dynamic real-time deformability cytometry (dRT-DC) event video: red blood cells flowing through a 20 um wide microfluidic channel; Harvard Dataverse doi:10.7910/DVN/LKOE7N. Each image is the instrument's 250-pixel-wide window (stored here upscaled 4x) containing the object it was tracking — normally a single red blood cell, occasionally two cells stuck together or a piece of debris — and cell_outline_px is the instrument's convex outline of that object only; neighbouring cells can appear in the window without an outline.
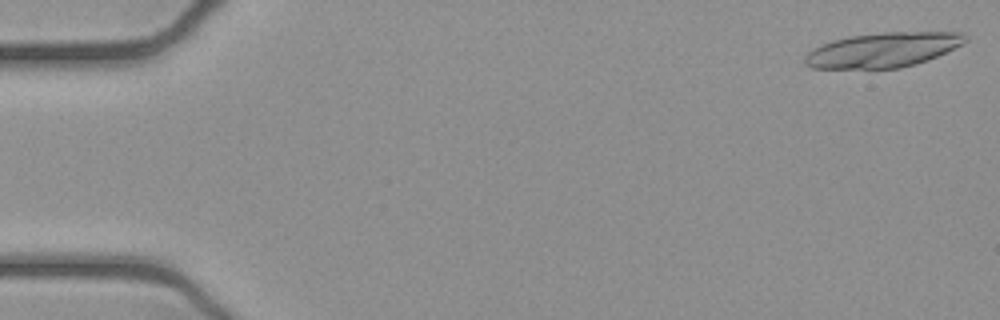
{"species": "common noctule bat (a hibernating species)", "species_latin": "Nyctalus noctula", "temperature_condition": "cold", "stored_images_in_passage": 8, "camera_frame_rate_fps": 3000, "um_per_image_px": 0.085, "animal": {"sex": "female", "body_mass_g": 21.9}, "frame": {"image": 1, "passage_image": 1, "time_ms": 0.0, "image_size_px": [1000, 320], "cell_outline_px": [[968, 40], [964, 44], [928, 60], [916, 64], [900, 68], [812, 68], [804, 64], [804, 56], [808, 52], [832, 40], [848, 36], [884, 32], [964, 32], [968, 36]], "centroid_in_image_um": [75.1, 4.23], "position_along_channel_um": 9.9, "area_um2": 32.54}}